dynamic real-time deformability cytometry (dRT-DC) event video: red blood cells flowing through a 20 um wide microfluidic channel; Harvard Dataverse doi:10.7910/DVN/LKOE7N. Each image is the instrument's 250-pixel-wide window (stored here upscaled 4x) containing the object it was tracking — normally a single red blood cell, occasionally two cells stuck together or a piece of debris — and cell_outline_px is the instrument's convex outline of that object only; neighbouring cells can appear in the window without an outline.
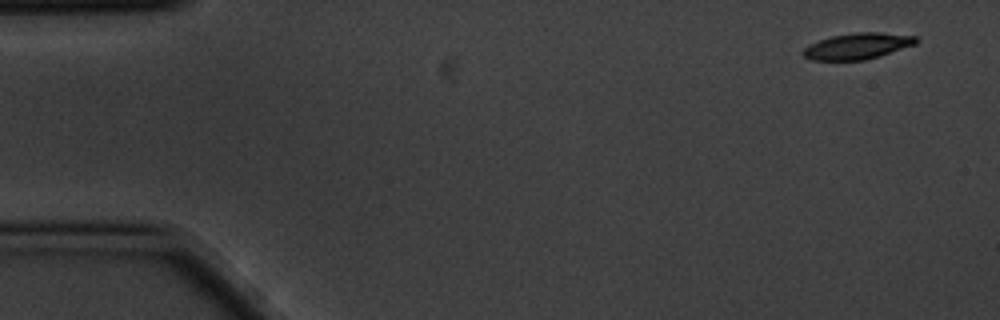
{"species": "common noctule bat (a hibernating species)", "species_latin": "Nyctalus noctula", "temperature_condition": "cold", "stored_images_in_passage": 6, "camera_frame_rate_fps": 3000, "um_per_image_px": 0.085, "animal": {"sex": "male", "body_mass_g": 20.1, "forearm_length_mm": 53.5}, "frame": {"image": 1, "passage_image": 1, "time_ms": 0.0, "image_size_px": [1000, 320], "cell_outline_px": [[920, 40], [916, 44], [880, 56], [864, 60], [812, 60], [804, 56], [800, 52], [808, 44], [832, 36], [856, 32], [880, 32], [916, 36]], "centroid_in_image_um": [72.9, 3.91], "position_along_channel_um": 12.1, "area_um2": 17.28}}
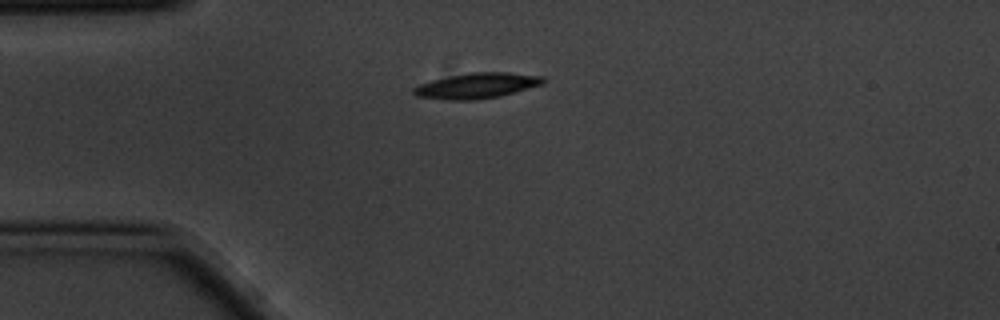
{"frame": {"image": 2, "passage_image": 4, "time_ms": 1.0, "image_size_px": [1000, 320], "cell_outline_px": [[548, 80], [544, 84], [500, 96], [476, 100], [448, 100], [416, 96], [412, 92], [412, 88], [420, 84], [432, 80], [468, 72], [508, 72], [544, 76]], "centroid_in_image_um": [40.57, 7.28], "position_along_channel_um": 44.4, "area_um2": 19.42}}